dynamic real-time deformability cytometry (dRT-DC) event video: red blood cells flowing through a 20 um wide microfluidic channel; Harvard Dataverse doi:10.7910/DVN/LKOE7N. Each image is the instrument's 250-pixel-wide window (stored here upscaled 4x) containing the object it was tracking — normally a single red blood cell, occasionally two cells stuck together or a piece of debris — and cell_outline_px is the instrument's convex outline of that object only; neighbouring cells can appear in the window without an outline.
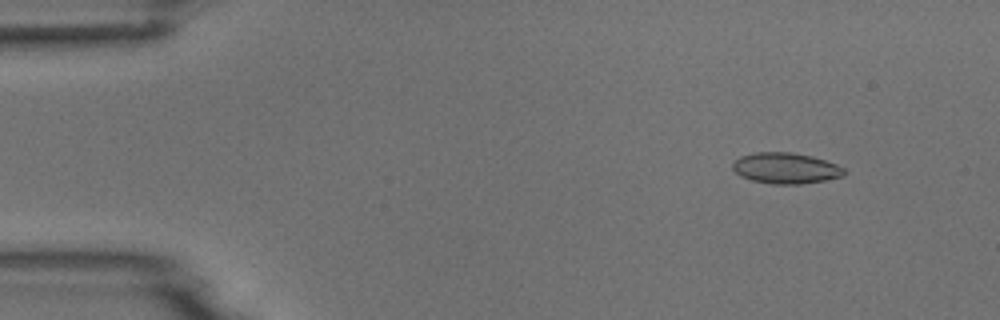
{"species": "common noctule bat (a hibernating species)", "species_latin": "Nyctalus noctula", "temperature_condition": "room temperature", "stored_images_in_passage": 4, "camera_frame_rate_fps": 3000, "um_per_image_px": 0.085, "animal": {"sex": "male", "body_mass_g": 18.8}, "frame": {"image": 1, "passage_image": 2, "time_ms": 1.333, "image_size_px": [1000, 320], "cell_outline_px": [[844, 176], [824, 180], [800, 184], [772, 184], [752, 180], [740, 176], [732, 168], [732, 164], [740, 156], [756, 152], [792, 152], [812, 156], [836, 164], [844, 168]], "centroid_in_image_um": [66.77, 14.29], "position_along_channel_um": 18.2, "area_um2": 20.0}}